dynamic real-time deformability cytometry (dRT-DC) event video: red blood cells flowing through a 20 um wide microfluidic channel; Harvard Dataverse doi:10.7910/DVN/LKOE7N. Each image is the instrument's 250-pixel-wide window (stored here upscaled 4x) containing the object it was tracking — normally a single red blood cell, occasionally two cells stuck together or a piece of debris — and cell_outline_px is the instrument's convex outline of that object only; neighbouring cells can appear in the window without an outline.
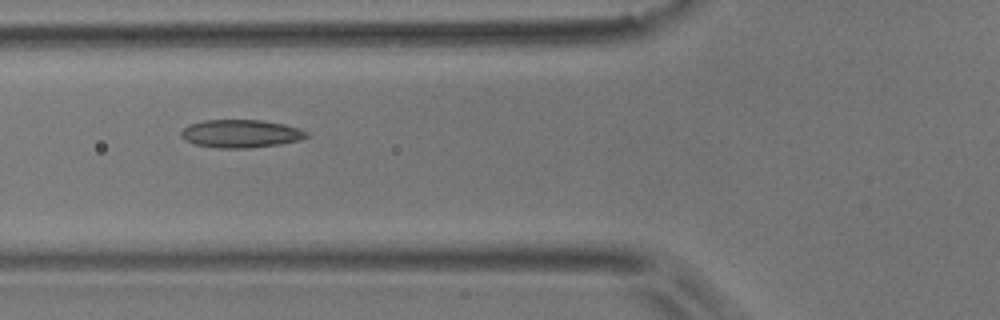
{"species": "common noctule bat (a hibernating species)", "species_latin": "Nyctalus noctula", "temperature_condition": "room temperature", "stored_images_in_passage": 5, "camera_frame_rate_fps": 3000, "um_per_image_px": 0.085, "animal": {"sex": "male", "body_mass_g": 17.9}, "frame": {"image": 1, "passage_image": 3, "time_ms": 0.667, "image_size_px": [1000, 320], "cell_outline_px": [[308, 136], [300, 140], [280, 144], [248, 148], [220, 148], [196, 144], [184, 140], [180, 136], [180, 132], [188, 124], [204, 120], [260, 120], [284, 124], [308, 132]], "centroid_in_image_um": [20.43, 11.36], "position_along_channel_um": 105.4, "area_um2": 20.4}}
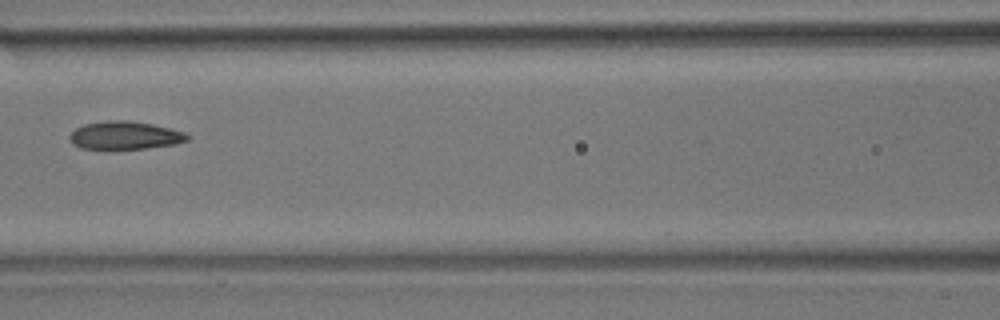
{"frame": {"image": 2, "passage_image": 4, "time_ms": 1.0, "image_size_px": [1000, 320], "cell_outline_px": [[192, 136], [188, 140], [172, 144], [144, 148], [80, 148], [72, 144], [68, 136], [76, 128], [84, 124], [108, 120], [128, 120], [152, 124], [184, 132]], "centroid_in_image_um": [10.59, 11.49], "position_along_channel_um": 156.0, "area_um2": 18.96}}
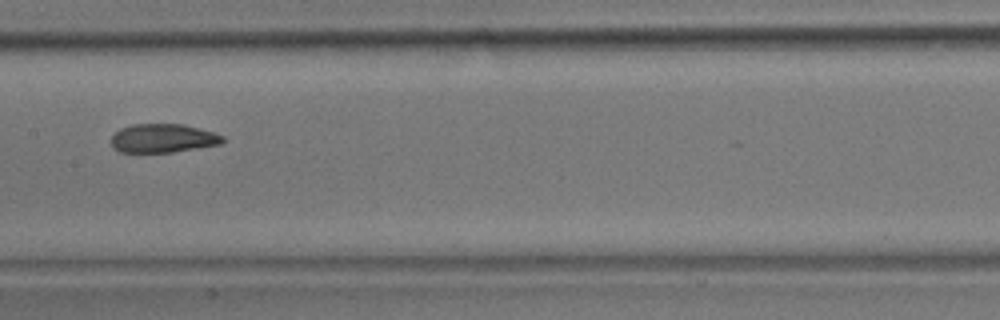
{"frame": {"image": 3, "passage_image": 5, "time_ms": 1.333, "image_size_px": [1000, 320], "cell_outline_px": [[228, 140], [220, 144], [172, 152], [120, 152], [112, 148], [112, 136], [120, 128], [132, 124], [184, 124], [212, 132], [224, 136]], "centroid_in_image_um": [13.86, 11.75], "position_along_channel_um": 193.5, "area_um2": 18.67}}